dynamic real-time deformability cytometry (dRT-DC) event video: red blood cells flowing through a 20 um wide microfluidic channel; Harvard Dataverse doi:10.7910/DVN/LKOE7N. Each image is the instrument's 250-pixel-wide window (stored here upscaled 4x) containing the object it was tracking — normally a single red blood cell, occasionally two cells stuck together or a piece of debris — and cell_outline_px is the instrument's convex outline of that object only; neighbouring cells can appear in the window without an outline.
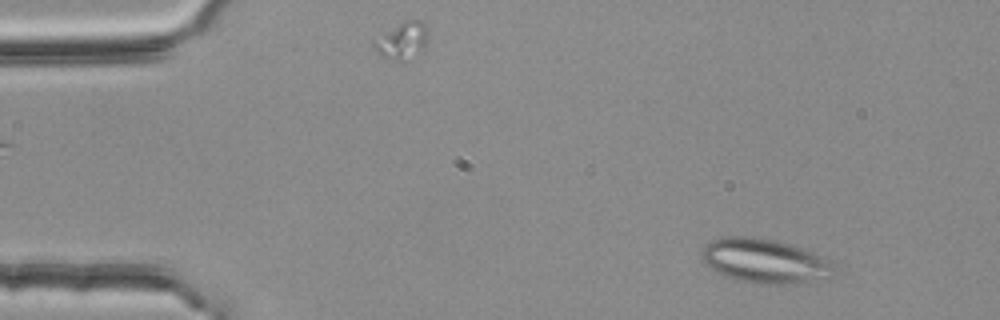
{"species": "common noctule bat (a hibernating species)", "species_latin": "Nyctalus noctula", "temperature_condition": "room temperature", "stored_images_in_passage": 13, "camera_frame_rate_fps": 3000, "um_per_image_px": 0.085, "animal": {"sex": "female", "body_mass_g": 25.1}, "frame": {"image": 1, "passage_image": 4, "time_ms": 1.0, "image_size_px": [1000, 320], "cell_outline_px": [[836, 268], [828, 280], [808, 284], [760, 284], [736, 280], [724, 276], [712, 268], [700, 256], [700, 252], [704, 244], [712, 240], [724, 236], [752, 236], [772, 240], [788, 244], [824, 256], [832, 260], [836, 264]], "centroid_in_image_um": [65.08, 22.21], "position_along_channel_um": 19.9, "area_um2": 34.97}}